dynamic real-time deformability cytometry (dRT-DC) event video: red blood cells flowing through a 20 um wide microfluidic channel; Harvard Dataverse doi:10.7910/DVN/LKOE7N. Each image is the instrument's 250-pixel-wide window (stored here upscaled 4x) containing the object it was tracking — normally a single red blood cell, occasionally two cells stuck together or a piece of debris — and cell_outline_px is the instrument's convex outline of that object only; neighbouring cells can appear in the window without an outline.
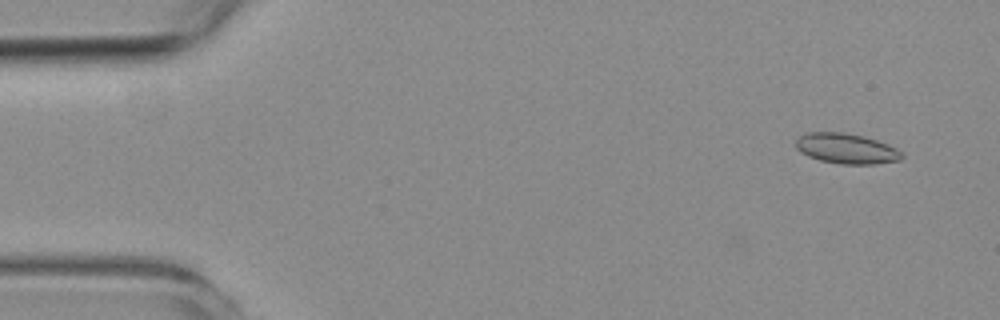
{"species": "common noctule bat (a hibernating species)", "species_latin": "Nyctalus noctula", "temperature_condition": "room temperature", "stored_images_in_passage": 54, "camera_frame_rate_fps": 3000, "um_per_image_px": 0.085, "animal": {"sex": "female", "body_mass_g": 19.3, "forearm_length_mm": 54.1}, "frame": {"image": 1, "passage_image": 2, "time_ms": 0.333, "image_size_px": [1000, 320], "cell_outline_px": [[904, 156], [900, 160], [876, 164], [840, 164], [820, 160], [808, 156], [800, 152], [796, 148], [796, 140], [804, 132], [844, 132], [864, 136], [888, 144], [904, 152]], "centroid_in_image_um": [71.96, 12.62], "position_along_channel_um": 13.0, "area_um2": 18.9}}
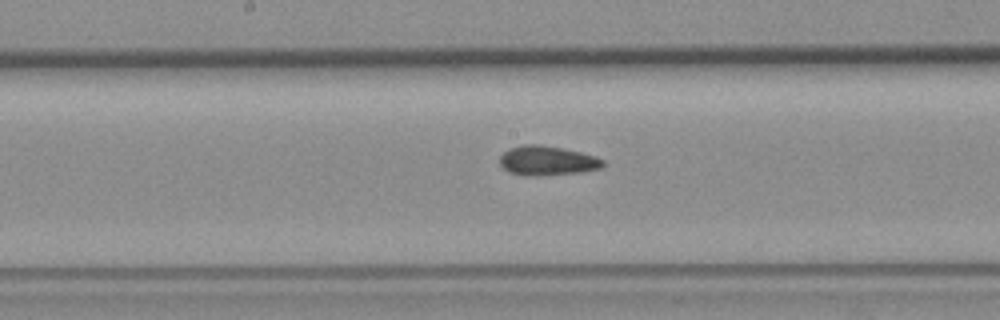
{"frame": {"image": 2, "passage_image": 27, "time_ms": 8.667, "image_size_px": [1000, 320], "cell_outline_px": [[604, 164], [600, 168], [584, 172], [540, 176], [528, 176], [508, 172], [500, 164], [500, 156], [504, 152], [512, 148], [524, 144], [536, 144], [560, 148], [580, 152], [596, 156], [604, 160]], "centroid_in_image_um": [46.52, 13.67], "position_along_channel_um": 201.7, "area_um2": 17.69}}
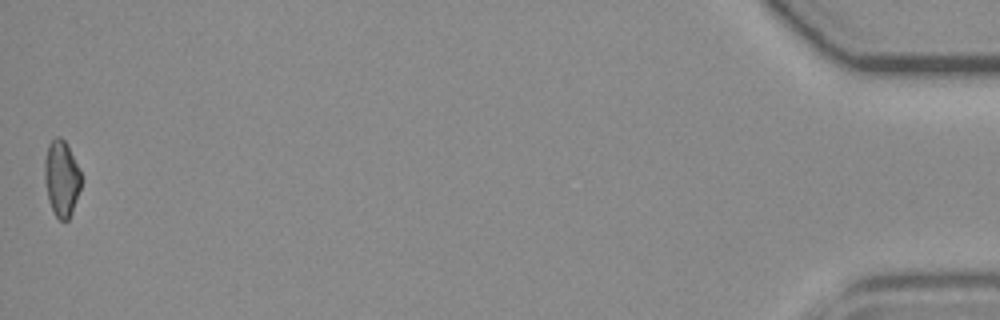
{"frame": {"image": 3, "passage_image": 54, "time_ms": 17.667, "image_size_px": [1000, 320], "cell_outline_px": [[80, 188], [72, 212], [68, 220], [60, 220], [56, 216], [48, 200], [44, 180], [44, 160], [48, 144], [56, 136], [60, 136], [64, 140], [80, 172]], "centroid_in_image_um": [5.19, 15.16], "position_along_channel_um": 430.0, "area_um2": 15.9}, "authors_computed_cell_mechanics": {"area_um2": 17.4267, "velocity_mm_per_s": 3.7179, "shape_relaxation_time_tau1_ms": null, "shape_relaxation_time_tau2_ms": 3.5223, "deformation_change_tau1": null, "deformation_change_tau2": 0.0974}}